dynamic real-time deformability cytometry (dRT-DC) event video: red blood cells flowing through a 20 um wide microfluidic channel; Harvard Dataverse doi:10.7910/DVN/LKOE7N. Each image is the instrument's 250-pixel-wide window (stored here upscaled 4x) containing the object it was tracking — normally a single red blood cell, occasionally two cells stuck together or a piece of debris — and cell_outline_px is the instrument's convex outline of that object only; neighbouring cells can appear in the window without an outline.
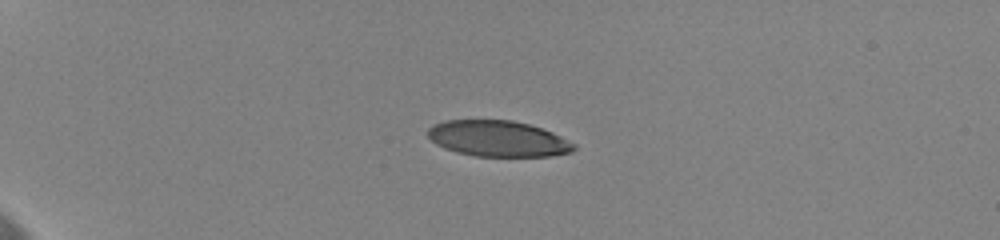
{"species": "human", "species_latin": "Homo sapiens", "temperature_condition": "cold", "stored_images_in_passage": 10, "camera_frame_rate_fps": 3000, "um_per_image_px": 0.085, "donor": {"sex": "female"}, "frame": {"image": 1, "passage_image": 1, "time_ms": 0.0, "image_size_px": [1000, 240], "cell_outline_px": [[576, 148], [572, 152], [552, 156], [476, 156], [456, 152], [444, 148], [436, 144], [428, 136], [428, 128], [444, 120], [512, 120], [528, 124], [552, 132], [576, 144]], "centroid_in_image_um": [42.34, 11.79], "position_along_channel_um": 42.7, "area_um2": 30.52}}